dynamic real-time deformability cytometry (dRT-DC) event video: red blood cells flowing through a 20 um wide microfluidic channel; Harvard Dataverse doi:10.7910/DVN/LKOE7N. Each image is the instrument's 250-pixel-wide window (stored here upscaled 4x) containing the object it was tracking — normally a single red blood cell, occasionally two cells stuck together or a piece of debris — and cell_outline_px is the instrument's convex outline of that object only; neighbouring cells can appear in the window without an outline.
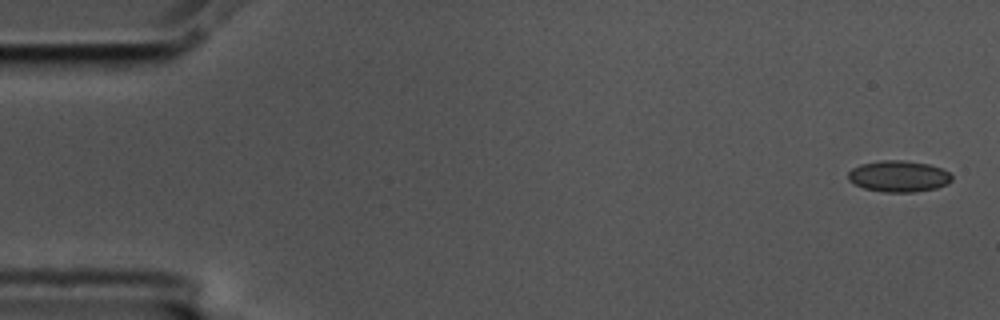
{"species": "common noctule bat (a hibernating species)", "species_latin": "Nyctalus noctula", "temperature_condition": "cold", "stored_images_in_passage": 5, "camera_frame_rate_fps": 3000, "um_per_image_px": 0.085, "animal": {"sex": "male", "body_mass_g": 17.5, "forearm_length_mm": 52.3}, "frame": {"image": 1, "passage_image": 1, "time_ms": 0.0, "image_size_px": [1000, 320], "cell_outline_px": [[952, 180], [948, 184], [936, 188], [912, 192], [884, 192], [864, 188], [848, 180], [848, 172], [852, 168], [860, 164], [884, 160], [900, 160], [928, 164], [940, 168], [948, 172], [952, 176]], "centroid_in_image_um": [76.38, 14.98], "position_along_channel_um": 8.6, "area_um2": 18.79}}
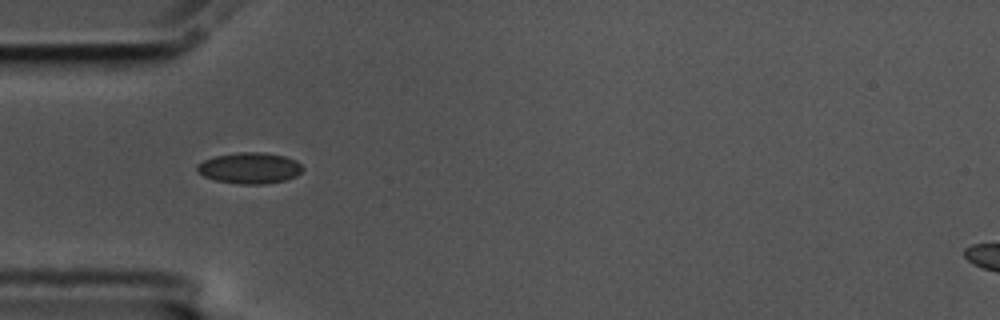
{"frame": {"image": 2, "passage_image": 5, "time_ms": 1.333, "image_size_px": [1000, 320], "cell_outline_px": [[304, 168], [296, 176], [284, 180], [264, 184], [240, 184], [216, 180], [204, 176], [196, 168], [196, 164], [204, 160], [216, 156], [236, 152], [264, 152], [284, 156], [296, 160]], "centroid_in_image_um": [21.23, 14.27], "position_along_channel_um": 63.8, "area_um2": 19.02}}